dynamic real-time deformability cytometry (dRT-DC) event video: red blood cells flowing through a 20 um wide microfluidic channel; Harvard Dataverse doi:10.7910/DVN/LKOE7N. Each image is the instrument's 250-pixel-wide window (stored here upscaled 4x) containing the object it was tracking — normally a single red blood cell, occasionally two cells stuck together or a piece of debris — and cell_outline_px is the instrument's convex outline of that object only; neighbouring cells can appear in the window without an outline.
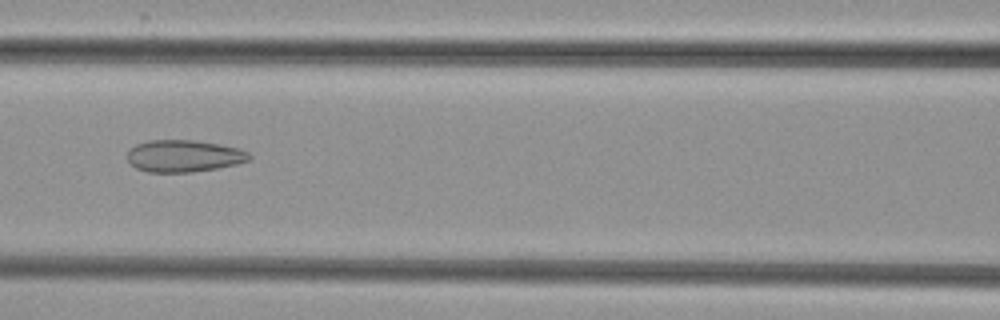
{"species": "common noctule bat (a hibernating species)", "species_latin": "Nyctalus noctula", "temperature_condition": "cold", "stored_images_in_passage": 6, "camera_frame_rate_fps": 3000, "um_per_image_px": 0.085, "animal": {"sex": "female", "body_mass_g": 29.2, "forearm_length_mm": 56.3}, "frame": {"image": 1, "passage_image": 6, "time_ms": 6.667, "image_size_px": [1000, 320], "cell_outline_px": [[252, 156], [248, 160], [236, 164], [216, 168], [192, 172], [148, 172], [136, 168], [128, 160], [128, 152], [136, 144], [148, 140], [192, 140], [220, 144], [240, 148], [248, 152]], "centroid_in_image_um": [15.64, 13.25], "position_along_channel_um": 151.0, "area_um2": 22.66}}